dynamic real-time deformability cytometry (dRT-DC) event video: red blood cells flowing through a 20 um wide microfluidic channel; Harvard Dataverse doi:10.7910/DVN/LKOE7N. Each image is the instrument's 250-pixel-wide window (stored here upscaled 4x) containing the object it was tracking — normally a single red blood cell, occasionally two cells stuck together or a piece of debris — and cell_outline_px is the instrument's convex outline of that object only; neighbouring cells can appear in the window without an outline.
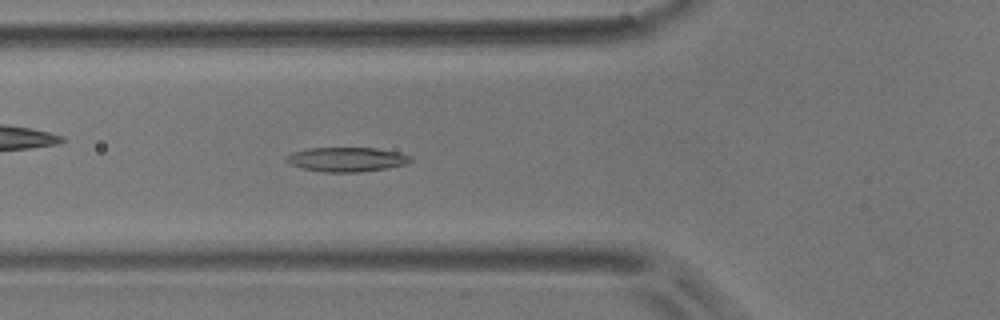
{"species": "common noctule bat (a hibernating species)", "species_latin": "Nyctalus noctula", "temperature_condition": "room temperature", "stored_images_in_passage": 38, "camera_frame_rate_fps": 3000, "um_per_image_px": 0.085, "animal": {"sex": "male", "body_mass_g": 17.9}, "frame": {"image": 1, "passage_image": 11, "time_ms": 3.333, "image_size_px": [1000, 320], "cell_outline_px": [[412, 160], [404, 164], [388, 168], [360, 172], [324, 172], [300, 168], [288, 164], [284, 160], [284, 156], [292, 152], [308, 148], [376, 148], [400, 152], [412, 156]], "centroid_in_image_um": [29.42, 13.55], "position_along_channel_um": 96.4, "area_um2": 17.92}}
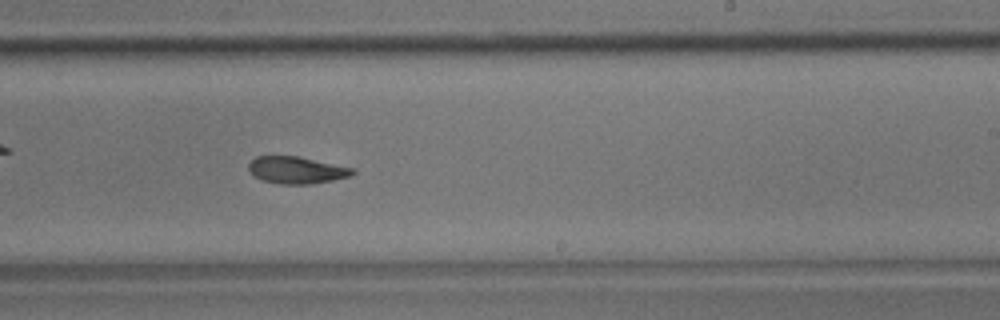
{"frame": {"image": 2, "passage_image": 24, "time_ms": 7.667, "image_size_px": [1000, 320], "cell_outline_px": [[356, 172], [352, 176], [312, 184], [280, 184], [260, 180], [252, 176], [248, 172], [248, 164], [256, 156], [300, 156], [352, 168]], "centroid_in_image_um": [25.16, 14.46], "position_along_channel_um": 263.8, "area_um2": 16.59}}
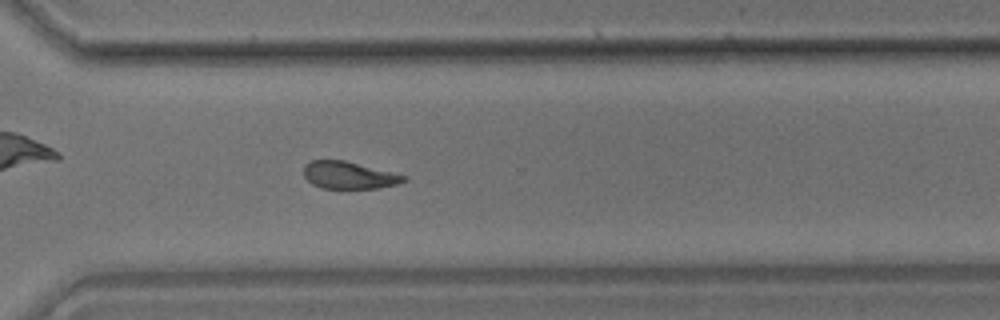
{"frame": {"image": 3, "passage_image": 30, "time_ms": 9.667, "image_size_px": [1000, 320], "cell_outline_px": [[408, 180], [396, 184], [376, 188], [320, 188], [312, 184], [304, 176], [304, 164], [312, 160], [344, 160], [408, 176]], "centroid_in_image_um": [29.65, 14.89], "position_along_channel_um": 341.0, "area_um2": 15.84}, "authors_computed_cell_mechanics": {"area_um2": 17.2244, "velocity_mm_per_s": 3.8567, "shape_relaxation_time_tau1_ms": 8.7657, "shape_relaxation_time_tau2_ms": 4.8654, "deformation_change_tau1": 0.1917, "deformation_change_tau2": 0.1316}}